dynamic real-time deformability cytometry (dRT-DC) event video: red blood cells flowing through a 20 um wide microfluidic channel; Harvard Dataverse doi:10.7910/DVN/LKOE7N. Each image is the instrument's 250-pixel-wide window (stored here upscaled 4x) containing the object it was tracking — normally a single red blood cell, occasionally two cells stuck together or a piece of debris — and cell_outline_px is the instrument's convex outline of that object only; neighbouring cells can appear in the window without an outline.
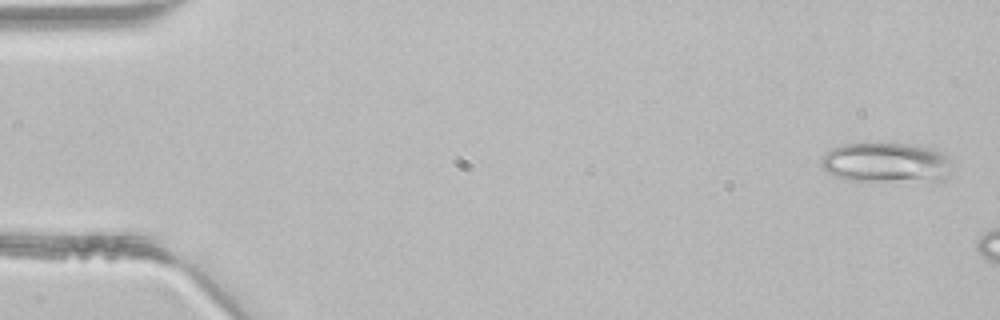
{"species": "common noctule bat (a hibernating species)", "species_latin": "Nyctalus noctula", "temperature_condition": "room temperature", "stored_images_in_passage": 7, "camera_frame_rate_fps": 3000, "um_per_image_px": 0.085, "animal": {"sex": "male", "body_mass_g": 21.5, "forearm_length_mm": 52.0}, "frame": {"image": 1, "passage_image": 2, "time_ms": 0.333, "image_size_px": [1000, 320], "cell_outline_px": [[952, 160], [948, 172], [944, 180], [848, 180], [824, 172], [820, 168], [820, 156], [832, 148], [844, 144], [908, 144], [932, 148], [948, 156]], "centroid_in_image_um": [75.26, 13.81], "position_along_channel_um": 9.7, "area_um2": 30.29}}